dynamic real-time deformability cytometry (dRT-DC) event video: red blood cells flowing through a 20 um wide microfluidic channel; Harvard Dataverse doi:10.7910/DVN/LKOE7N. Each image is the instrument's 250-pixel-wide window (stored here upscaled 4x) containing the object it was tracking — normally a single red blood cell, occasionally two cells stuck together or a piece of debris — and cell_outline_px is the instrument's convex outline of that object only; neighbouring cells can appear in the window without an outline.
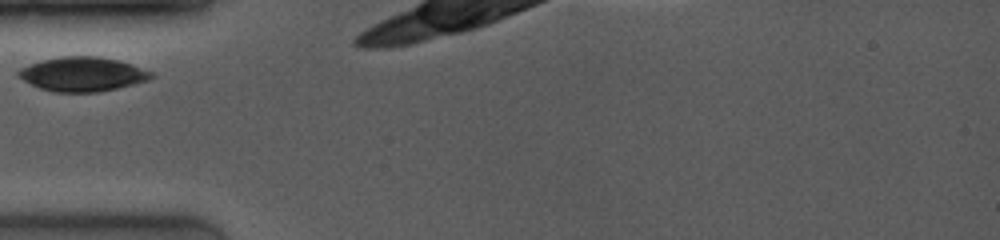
{"species": "common noctule bat (a hibernating species)", "species_latin": "Nyctalus noctula", "temperature_condition": "room temperature", "stored_images_in_passage": 2, "camera_frame_rate_fps": 4000, "um_per_image_px": 0.085, "animal": {"sex": "female", "body_mass_g": 19.0, "forearm_length_mm": 53.3}, "frame": {"image": 1, "passage_image": 1, "time_ms": 0.0, "image_size_px": [1000, 240], "cell_outline_px": [[156, 76], [148, 80], [100, 92], [56, 92], [40, 88], [16, 76], [16, 72], [20, 68], [44, 60], [60, 56], [100, 56], [116, 60], [156, 72]], "centroid_in_image_um": [7.04, 6.3], "position_along_channel_um": 78.0, "area_um2": 26.41}}